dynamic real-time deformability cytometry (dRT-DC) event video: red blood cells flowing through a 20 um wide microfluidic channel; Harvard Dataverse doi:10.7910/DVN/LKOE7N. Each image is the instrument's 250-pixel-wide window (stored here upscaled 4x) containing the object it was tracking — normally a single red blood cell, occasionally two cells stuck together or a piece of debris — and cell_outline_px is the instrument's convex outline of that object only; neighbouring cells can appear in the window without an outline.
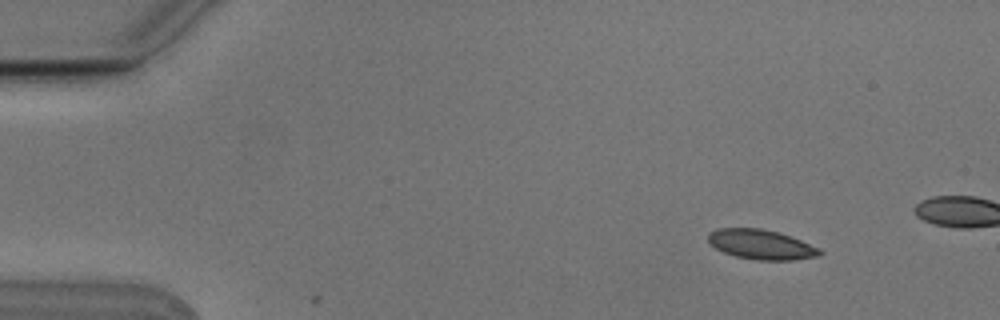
{"species": "Egyptian fruit bat (a non-hibernating species)", "species_latin": "Rousettus aegyptiacus", "temperature_condition": "cold", "stored_images_in_passage": 5, "camera_frame_rate_fps": 3000, "um_per_image_px": 0.085, "animal": {"sex": "male"}, "frame": {"image": 1, "passage_image": 2, "time_ms": 0.333, "image_size_px": [1000, 320], "cell_outline_px": [[824, 252], [820, 256], [792, 260], [752, 260], [736, 256], [724, 252], [716, 248], [708, 240], [708, 232], [720, 228], [760, 228], [776, 232], [800, 240], [820, 248]], "centroid_in_image_um": [64.71, 20.79], "position_along_channel_um": 20.3, "area_um2": 19.25}}